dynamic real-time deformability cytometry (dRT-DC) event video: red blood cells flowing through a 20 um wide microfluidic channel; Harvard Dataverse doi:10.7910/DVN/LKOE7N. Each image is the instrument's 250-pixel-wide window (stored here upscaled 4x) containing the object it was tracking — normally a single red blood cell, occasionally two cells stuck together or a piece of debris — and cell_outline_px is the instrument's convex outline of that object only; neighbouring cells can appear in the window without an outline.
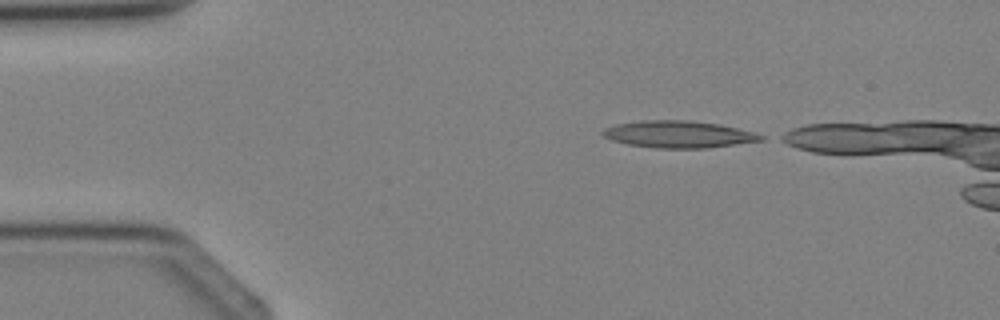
{"species": "Egyptian fruit bat (a non-hibernating species)", "species_latin": "Rousettus aegyptiacus", "temperature_condition": "cold", "stored_images_in_passage": 2, "camera_frame_rate_fps": 3000, "um_per_image_px": 0.085, "animal": {"sex": "female"}, "frame": {"image": 1, "passage_image": 1, "time_ms": 0.0, "image_size_px": [1000, 320], "cell_outline_px": [[764, 140], [704, 148], [656, 148], [628, 144], [612, 140], [604, 136], [600, 132], [604, 128], [616, 124], [640, 120], [688, 120], [720, 124], [752, 132], [764, 136]], "centroid_in_image_um": [57.63, 11.41], "position_along_channel_um": 27.4, "area_um2": 24.68}}